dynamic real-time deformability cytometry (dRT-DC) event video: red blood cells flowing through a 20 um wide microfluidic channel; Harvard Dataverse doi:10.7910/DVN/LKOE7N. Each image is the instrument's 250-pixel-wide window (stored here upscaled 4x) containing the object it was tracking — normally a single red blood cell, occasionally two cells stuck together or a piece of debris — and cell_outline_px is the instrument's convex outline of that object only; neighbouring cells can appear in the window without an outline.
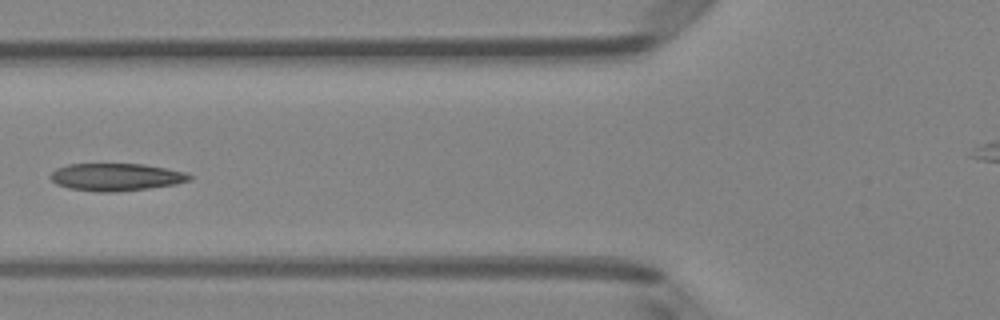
{"species": "Egyptian fruit bat (a non-hibernating species)", "species_latin": "Rousettus aegyptiacus", "temperature_condition": "room temperature", "stored_images_in_passage": 5, "camera_frame_rate_fps": 3000, "um_per_image_px": 0.085, "animal": {"sex": "female"}, "frame": {"image": 1, "passage_image": 4, "time_ms": 1.0, "image_size_px": [1000, 320], "cell_outline_px": [[192, 180], [176, 184], [148, 188], [116, 192], [96, 192], [68, 188], [56, 184], [48, 176], [56, 168], [68, 164], [144, 164], [188, 172], [192, 176]], "centroid_in_image_um": [9.87, 15.05], "position_along_channel_um": 115.9, "area_um2": 22.48}}
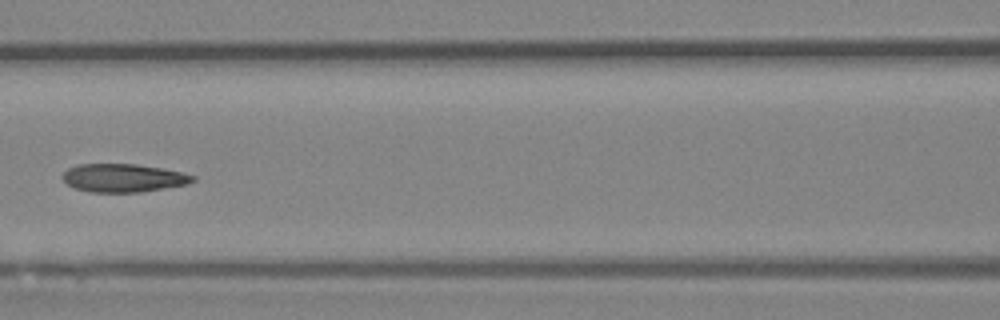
{"frame": {"image": 2, "passage_image": 5, "time_ms": 1.333, "image_size_px": [1000, 320], "cell_outline_px": [[196, 180], [188, 184], [140, 192], [88, 192], [76, 188], [68, 184], [60, 176], [68, 168], [80, 164], [136, 164], [164, 168], [196, 176]], "centroid_in_image_um": [10.49, 15.12], "position_along_channel_um": 156.1, "area_um2": 21.44}}